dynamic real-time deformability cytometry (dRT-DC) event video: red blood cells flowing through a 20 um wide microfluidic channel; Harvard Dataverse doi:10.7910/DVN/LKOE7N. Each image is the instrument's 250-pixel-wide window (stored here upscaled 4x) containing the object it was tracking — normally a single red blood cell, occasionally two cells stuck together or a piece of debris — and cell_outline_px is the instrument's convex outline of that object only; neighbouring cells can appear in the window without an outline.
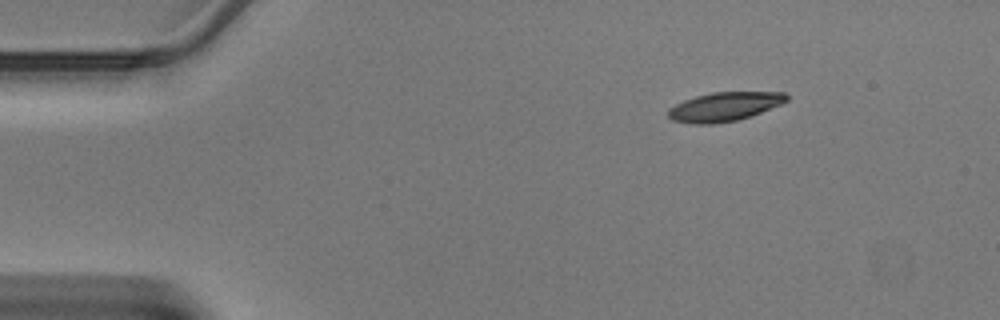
{"species": "Egyptian fruit bat (a non-hibernating species)", "species_latin": "Rousettus aegyptiacus", "temperature_condition": "warm", "stored_images_in_passage": 40, "camera_frame_rate_fps": 3000, "um_per_image_px": 0.085, "animal": {"sex": "male"}, "frame": {"image": 1, "passage_image": 1, "time_ms": 0.0, "image_size_px": [1000, 320], "cell_outline_px": [[788, 100], [780, 104], [760, 112], [736, 120], [712, 124], [692, 124], [672, 120], [668, 116], [668, 108], [684, 100], [696, 96], [712, 92], [784, 92], [788, 96]], "centroid_in_image_um": [61.53, 9.06], "position_along_channel_um": 23.5, "area_um2": 19.77}}
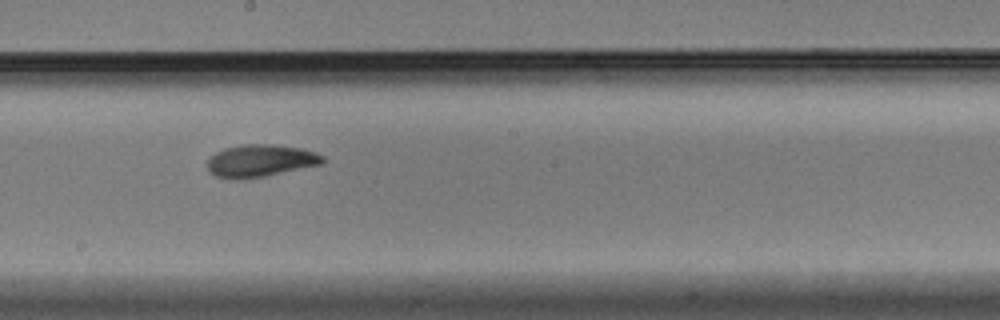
{"frame": {"image": 2, "passage_image": 20, "time_ms": 6.333, "image_size_px": [1000, 320], "cell_outline_px": [[324, 164], [264, 176], [240, 180], [236, 180], [216, 176], [208, 172], [208, 160], [216, 152], [224, 148], [244, 144], [276, 144], [304, 148], [316, 152], [324, 156]], "centroid_in_image_um": [22.17, 13.66], "position_along_channel_um": 226.0, "area_um2": 22.02}}
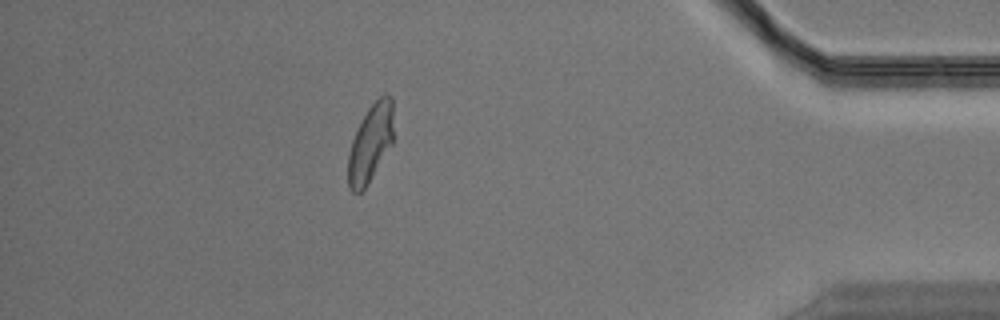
{"frame": {"image": 3, "passage_image": 35, "time_ms": 11.333, "image_size_px": [1000, 320], "cell_outline_px": [[392, 144], [364, 188], [360, 192], [352, 192], [348, 188], [348, 152], [352, 140], [368, 108], [384, 92], [388, 92], [392, 96]], "centroid_in_image_um": [31.48, 12.14], "position_along_channel_um": 403.7, "area_um2": 20.17}}